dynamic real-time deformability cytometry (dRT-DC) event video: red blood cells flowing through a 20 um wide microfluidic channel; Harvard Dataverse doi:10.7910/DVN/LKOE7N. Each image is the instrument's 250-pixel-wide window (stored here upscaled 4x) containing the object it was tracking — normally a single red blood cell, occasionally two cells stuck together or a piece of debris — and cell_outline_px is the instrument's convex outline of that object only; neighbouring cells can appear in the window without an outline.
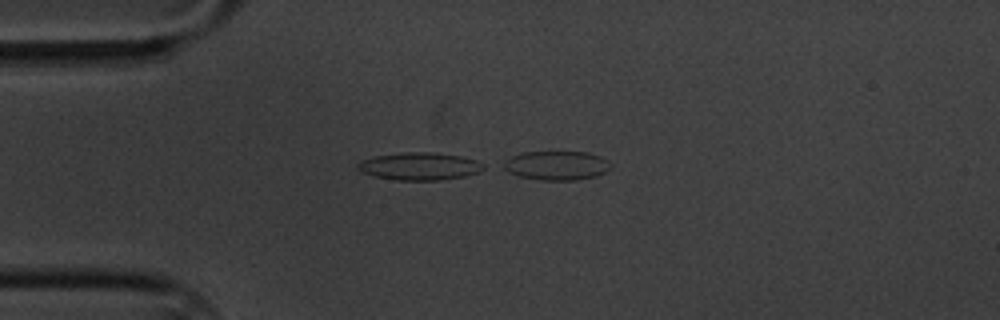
{"species": "common noctule bat (a hibernating species)", "species_latin": "Nyctalus noctula", "temperature_condition": "cold", "stored_images_in_passage": 13, "camera_frame_rate_fps": 3000, "um_per_image_px": 0.085, "animal": {"sex": "male", "body_mass_g": 20.1, "forearm_length_mm": 53.5}, "frame": {"image": 1, "passage_image": 13, "time_ms": 4.0, "image_size_px": [1000, 320], "cell_outline_px": [[612, 164], [604, 172], [596, 176], [576, 180], [540, 180], [520, 176], [508, 172], [500, 168], [496, 164], [512, 156], [524, 152], [588, 152], [600, 156], [608, 160]], "centroid_in_image_um": [47.23, 14.06], "position_along_channel_um": 37.8, "area_um2": 18.44}}